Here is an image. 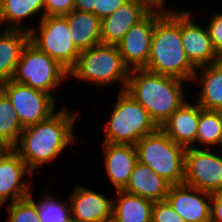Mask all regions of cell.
Masks as SVG:
<instances>
[{
    "instance_id": "f1b7e54d",
    "label": "cell",
    "mask_w": 222,
    "mask_h": 222,
    "mask_svg": "<svg viewBox=\"0 0 222 222\" xmlns=\"http://www.w3.org/2000/svg\"><path fill=\"white\" fill-rule=\"evenodd\" d=\"M151 222H186L167 200L154 202Z\"/></svg>"
},
{
    "instance_id": "5bb4252c",
    "label": "cell",
    "mask_w": 222,
    "mask_h": 222,
    "mask_svg": "<svg viewBox=\"0 0 222 222\" xmlns=\"http://www.w3.org/2000/svg\"><path fill=\"white\" fill-rule=\"evenodd\" d=\"M211 198L212 194L182 183L170 186L166 200L186 222H210Z\"/></svg>"
},
{
    "instance_id": "3957f363",
    "label": "cell",
    "mask_w": 222,
    "mask_h": 222,
    "mask_svg": "<svg viewBox=\"0 0 222 222\" xmlns=\"http://www.w3.org/2000/svg\"><path fill=\"white\" fill-rule=\"evenodd\" d=\"M183 80L156 74L146 69L129 72L127 91L161 127L186 100L182 92Z\"/></svg>"
},
{
    "instance_id": "9a60e30c",
    "label": "cell",
    "mask_w": 222,
    "mask_h": 222,
    "mask_svg": "<svg viewBox=\"0 0 222 222\" xmlns=\"http://www.w3.org/2000/svg\"><path fill=\"white\" fill-rule=\"evenodd\" d=\"M151 9L142 0H128L111 15L101 19V42L118 45L127 31Z\"/></svg>"
},
{
    "instance_id": "8fae6325",
    "label": "cell",
    "mask_w": 222,
    "mask_h": 222,
    "mask_svg": "<svg viewBox=\"0 0 222 222\" xmlns=\"http://www.w3.org/2000/svg\"><path fill=\"white\" fill-rule=\"evenodd\" d=\"M164 13L165 11L151 10L127 31L117 45L124 64L130 70L147 66L155 23Z\"/></svg>"
},
{
    "instance_id": "9c48e42d",
    "label": "cell",
    "mask_w": 222,
    "mask_h": 222,
    "mask_svg": "<svg viewBox=\"0 0 222 222\" xmlns=\"http://www.w3.org/2000/svg\"><path fill=\"white\" fill-rule=\"evenodd\" d=\"M0 90L9 98L25 128L47 120L54 114L55 97L13 80L0 84Z\"/></svg>"
},
{
    "instance_id": "d590c367",
    "label": "cell",
    "mask_w": 222,
    "mask_h": 222,
    "mask_svg": "<svg viewBox=\"0 0 222 222\" xmlns=\"http://www.w3.org/2000/svg\"><path fill=\"white\" fill-rule=\"evenodd\" d=\"M68 222H80V221H77L71 217Z\"/></svg>"
},
{
    "instance_id": "4316f807",
    "label": "cell",
    "mask_w": 222,
    "mask_h": 222,
    "mask_svg": "<svg viewBox=\"0 0 222 222\" xmlns=\"http://www.w3.org/2000/svg\"><path fill=\"white\" fill-rule=\"evenodd\" d=\"M46 194V197L37 203L40 222H68L71 212L70 209L67 210L66 202L55 200L53 196Z\"/></svg>"
},
{
    "instance_id": "7a4b0ae2",
    "label": "cell",
    "mask_w": 222,
    "mask_h": 222,
    "mask_svg": "<svg viewBox=\"0 0 222 222\" xmlns=\"http://www.w3.org/2000/svg\"><path fill=\"white\" fill-rule=\"evenodd\" d=\"M144 69L183 81L193 79L197 69L188 60L182 45L180 11L165 12L156 21Z\"/></svg>"
},
{
    "instance_id": "cb8c5ba5",
    "label": "cell",
    "mask_w": 222,
    "mask_h": 222,
    "mask_svg": "<svg viewBox=\"0 0 222 222\" xmlns=\"http://www.w3.org/2000/svg\"><path fill=\"white\" fill-rule=\"evenodd\" d=\"M41 10L44 11V0H1L0 23L9 22L7 29H22L29 32L31 28L20 26V21L40 13Z\"/></svg>"
},
{
    "instance_id": "603a6c76",
    "label": "cell",
    "mask_w": 222,
    "mask_h": 222,
    "mask_svg": "<svg viewBox=\"0 0 222 222\" xmlns=\"http://www.w3.org/2000/svg\"><path fill=\"white\" fill-rule=\"evenodd\" d=\"M113 198L112 222H151L154 202L143 197L117 190ZM115 201V202H114Z\"/></svg>"
},
{
    "instance_id": "1f68e13d",
    "label": "cell",
    "mask_w": 222,
    "mask_h": 222,
    "mask_svg": "<svg viewBox=\"0 0 222 222\" xmlns=\"http://www.w3.org/2000/svg\"><path fill=\"white\" fill-rule=\"evenodd\" d=\"M128 0H99V9H95V15L103 19L120 8Z\"/></svg>"
},
{
    "instance_id": "2e32d148",
    "label": "cell",
    "mask_w": 222,
    "mask_h": 222,
    "mask_svg": "<svg viewBox=\"0 0 222 222\" xmlns=\"http://www.w3.org/2000/svg\"><path fill=\"white\" fill-rule=\"evenodd\" d=\"M70 196L71 217L80 222H110L113 199L82 186H75Z\"/></svg>"
},
{
    "instance_id": "7c38bea8",
    "label": "cell",
    "mask_w": 222,
    "mask_h": 222,
    "mask_svg": "<svg viewBox=\"0 0 222 222\" xmlns=\"http://www.w3.org/2000/svg\"><path fill=\"white\" fill-rule=\"evenodd\" d=\"M32 173L13 148L0 149V206L9 197L13 203L32 194L28 183L22 182L24 175Z\"/></svg>"
},
{
    "instance_id": "ba28073f",
    "label": "cell",
    "mask_w": 222,
    "mask_h": 222,
    "mask_svg": "<svg viewBox=\"0 0 222 222\" xmlns=\"http://www.w3.org/2000/svg\"><path fill=\"white\" fill-rule=\"evenodd\" d=\"M29 41L68 71L75 65L80 54L69 35L68 20L65 16L41 18L39 28L29 31Z\"/></svg>"
},
{
    "instance_id": "4dcf8cb0",
    "label": "cell",
    "mask_w": 222,
    "mask_h": 222,
    "mask_svg": "<svg viewBox=\"0 0 222 222\" xmlns=\"http://www.w3.org/2000/svg\"><path fill=\"white\" fill-rule=\"evenodd\" d=\"M74 10V0H44V16H65Z\"/></svg>"
},
{
    "instance_id": "d6a6232c",
    "label": "cell",
    "mask_w": 222,
    "mask_h": 222,
    "mask_svg": "<svg viewBox=\"0 0 222 222\" xmlns=\"http://www.w3.org/2000/svg\"><path fill=\"white\" fill-rule=\"evenodd\" d=\"M210 203V222H222V193L212 194Z\"/></svg>"
},
{
    "instance_id": "4fadbf2b",
    "label": "cell",
    "mask_w": 222,
    "mask_h": 222,
    "mask_svg": "<svg viewBox=\"0 0 222 222\" xmlns=\"http://www.w3.org/2000/svg\"><path fill=\"white\" fill-rule=\"evenodd\" d=\"M192 13L180 11V30L182 45L190 63L197 69L213 64L221 59L214 50L207 28L192 21Z\"/></svg>"
},
{
    "instance_id": "52a82bcc",
    "label": "cell",
    "mask_w": 222,
    "mask_h": 222,
    "mask_svg": "<svg viewBox=\"0 0 222 222\" xmlns=\"http://www.w3.org/2000/svg\"><path fill=\"white\" fill-rule=\"evenodd\" d=\"M69 71L57 60L39 50L30 41L24 46L12 80L50 95L65 81Z\"/></svg>"
},
{
    "instance_id": "836d02e7",
    "label": "cell",
    "mask_w": 222,
    "mask_h": 222,
    "mask_svg": "<svg viewBox=\"0 0 222 222\" xmlns=\"http://www.w3.org/2000/svg\"><path fill=\"white\" fill-rule=\"evenodd\" d=\"M99 9V0H74V10L93 13Z\"/></svg>"
},
{
    "instance_id": "d6986e66",
    "label": "cell",
    "mask_w": 222,
    "mask_h": 222,
    "mask_svg": "<svg viewBox=\"0 0 222 222\" xmlns=\"http://www.w3.org/2000/svg\"><path fill=\"white\" fill-rule=\"evenodd\" d=\"M171 184L152 169L137 161L123 191L143 197L153 202L167 198Z\"/></svg>"
},
{
    "instance_id": "484cf974",
    "label": "cell",
    "mask_w": 222,
    "mask_h": 222,
    "mask_svg": "<svg viewBox=\"0 0 222 222\" xmlns=\"http://www.w3.org/2000/svg\"><path fill=\"white\" fill-rule=\"evenodd\" d=\"M205 144V148L217 145L222 148V111L201 108L196 143Z\"/></svg>"
},
{
    "instance_id": "83f0119b",
    "label": "cell",
    "mask_w": 222,
    "mask_h": 222,
    "mask_svg": "<svg viewBox=\"0 0 222 222\" xmlns=\"http://www.w3.org/2000/svg\"><path fill=\"white\" fill-rule=\"evenodd\" d=\"M8 209L10 214L7 222H40L37 202L32 194L10 203Z\"/></svg>"
},
{
    "instance_id": "f546056e",
    "label": "cell",
    "mask_w": 222,
    "mask_h": 222,
    "mask_svg": "<svg viewBox=\"0 0 222 222\" xmlns=\"http://www.w3.org/2000/svg\"><path fill=\"white\" fill-rule=\"evenodd\" d=\"M206 27L214 50L222 58V13L214 14Z\"/></svg>"
},
{
    "instance_id": "277c9868",
    "label": "cell",
    "mask_w": 222,
    "mask_h": 222,
    "mask_svg": "<svg viewBox=\"0 0 222 222\" xmlns=\"http://www.w3.org/2000/svg\"><path fill=\"white\" fill-rule=\"evenodd\" d=\"M137 159L171 185L184 182L186 147L175 143L160 127L136 144Z\"/></svg>"
},
{
    "instance_id": "6da1fadb",
    "label": "cell",
    "mask_w": 222,
    "mask_h": 222,
    "mask_svg": "<svg viewBox=\"0 0 222 222\" xmlns=\"http://www.w3.org/2000/svg\"><path fill=\"white\" fill-rule=\"evenodd\" d=\"M76 118V113L61 109L47 120L25 127L13 149L34 172L43 164L53 162L74 140Z\"/></svg>"
},
{
    "instance_id": "5b68a950",
    "label": "cell",
    "mask_w": 222,
    "mask_h": 222,
    "mask_svg": "<svg viewBox=\"0 0 222 222\" xmlns=\"http://www.w3.org/2000/svg\"><path fill=\"white\" fill-rule=\"evenodd\" d=\"M129 72L118 46L100 43L80 52L77 62L69 70V76L101 86L119 81L122 85L120 91H124Z\"/></svg>"
},
{
    "instance_id": "ac0fdd59",
    "label": "cell",
    "mask_w": 222,
    "mask_h": 222,
    "mask_svg": "<svg viewBox=\"0 0 222 222\" xmlns=\"http://www.w3.org/2000/svg\"><path fill=\"white\" fill-rule=\"evenodd\" d=\"M201 107L184 102L160 127L175 143L184 147H194Z\"/></svg>"
},
{
    "instance_id": "30bf717a",
    "label": "cell",
    "mask_w": 222,
    "mask_h": 222,
    "mask_svg": "<svg viewBox=\"0 0 222 222\" xmlns=\"http://www.w3.org/2000/svg\"><path fill=\"white\" fill-rule=\"evenodd\" d=\"M183 183L210 194L222 193V155L187 147Z\"/></svg>"
},
{
    "instance_id": "e575fe53",
    "label": "cell",
    "mask_w": 222,
    "mask_h": 222,
    "mask_svg": "<svg viewBox=\"0 0 222 222\" xmlns=\"http://www.w3.org/2000/svg\"><path fill=\"white\" fill-rule=\"evenodd\" d=\"M151 10H159V11H176L171 9H163L165 0H142ZM163 9V10H162Z\"/></svg>"
},
{
    "instance_id": "7402d4cb",
    "label": "cell",
    "mask_w": 222,
    "mask_h": 222,
    "mask_svg": "<svg viewBox=\"0 0 222 222\" xmlns=\"http://www.w3.org/2000/svg\"><path fill=\"white\" fill-rule=\"evenodd\" d=\"M198 68L203 72L199 77L196 71L192 79H199L201 84L197 104L206 110L222 111V58L213 64Z\"/></svg>"
},
{
    "instance_id": "8992f818",
    "label": "cell",
    "mask_w": 222,
    "mask_h": 222,
    "mask_svg": "<svg viewBox=\"0 0 222 222\" xmlns=\"http://www.w3.org/2000/svg\"><path fill=\"white\" fill-rule=\"evenodd\" d=\"M110 117L104 127L105 143L135 145L159 128L147 110L125 90L119 92Z\"/></svg>"
},
{
    "instance_id": "d4e9b609",
    "label": "cell",
    "mask_w": 222,
    "mask_h": 222,
    "mask_svg": "<svg viewBox=\"0 0 222 222\" xmlns=\"http://www.w3.org/2000/svg\"><path fill=\"white\" fill-rule=\"evenodd\" d=\"M24 130L9 98L0 90V149L13 148Z\"/></svg>"
},
{
    "instance_id": "ffe728a7",
    "label": "cell",
    "mask_w": 222,
    "mask_h": 222,
    "mask_svg": "<svg viewBox=\"0 0 222 222\" xmlns=\"http://www.w3.org/2000/svg\"><path fill=\"white\" fill-rule=\"evenodd\" d=\"M68 20L69 35L81 52L101 42V19L93 13L72 10L65 15Z\"/></svg>"
},
{
    "instance_id": "e0dca14e",
    "label": "cell",
    "mask_w": 222,
    "mask_h": 222,
    "mask_svg": "<svg viewBox=\"0 0 222 222\" xmlns=\"http://www.w3.org/2000/svg\"><path fill=\"white\" fill-rule=\"evenodd\" d=\"M104 165L115 190H123L128 184L138 161L135 145L103 142Z\"/></svg>"
},
{
    "instance_id": "44dd1931",
    "label": "cell",
    "mask_w": 222,
    "mask_h": 222,
    "mask_svg": "<svg viewBox=\"0 0 222 222\" xmlns=\"http://www.w3.org/2000/svg\"><path fill=\"white\" fill-rule=\"evenodd\" d=\"M29 41V32L7 29L0 34V84L12 80L21 52Z\"/></svg>"
}]
</instances>
